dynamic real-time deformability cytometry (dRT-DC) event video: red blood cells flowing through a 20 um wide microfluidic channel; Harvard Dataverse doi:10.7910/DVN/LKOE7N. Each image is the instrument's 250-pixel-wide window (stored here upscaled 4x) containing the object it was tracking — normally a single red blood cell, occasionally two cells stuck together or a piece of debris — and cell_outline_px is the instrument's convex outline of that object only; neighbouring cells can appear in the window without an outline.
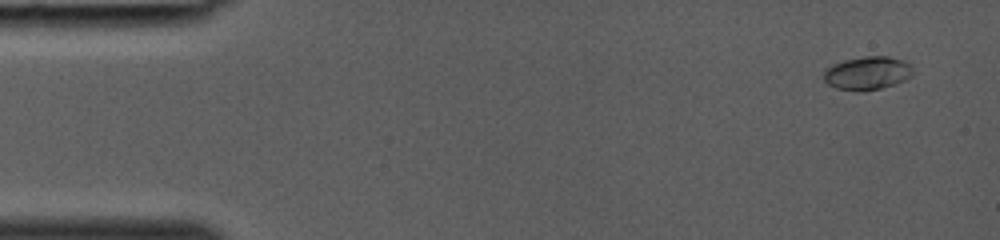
{"species": "common noctule bat (a hibernating species)", "species_latin": "Nyctalus noctula", "temperature_condition": "room temperature", "stored_images_in_passage": 38, "camera_frame_rate_fps": 3000, "um_per_image_px": 0.085, "animal": {"sex": "female", "body_mass_g": 19.0, "forearm_length_mm": 53.3}, "frame": {"image": 1, "passage_image": 3, "time_ms": 0.667, "image_size_px": [1000, 240], "cell_outline_px": [[912, 76], [904, 80], [880, 88], [860, 92], [836, 88], [828, 84], [824, 80], [824, 72], [832, 64], [844, 60], [864, 56], [888, 56], [904, 60], [912, 64]], "centroid_in_image_um": [73.74, 6.2], "position_along_channel_um": 11.3, "area_um2": 17.34}}
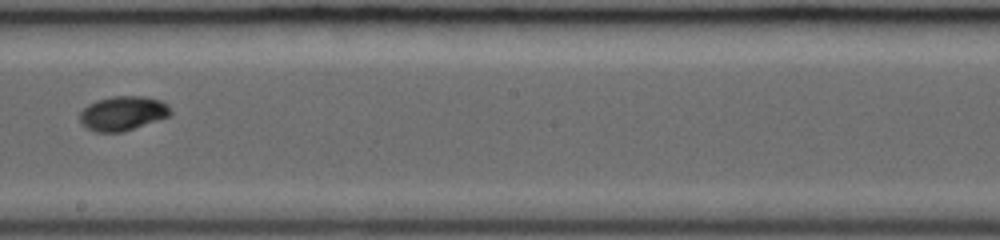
{"frame": {"image": 2, "passage_image": 23, "time_ms": 7.333, "image_size_px": [1000, 240], "cell_outline_px": [[172, 112], [168, 116], [124, 132], [96, 132], [88, 128], [80, 120], [80, 112], [88, 104], [96, 100], [112, 96], [144, 96], [160, 100], [168, 104]], "centroid_in_image_um": [10.44, 9.62], "position_along_channel_um": 237.8, "area_um2": 18.09}}
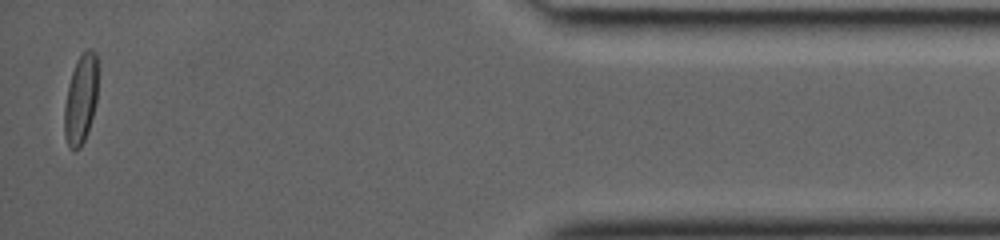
{"frame": {"image": 3, "passage_image": 37, "time_ms": 12.0, "image_size_px": [1000, 240], "cell_outline_px": [[96, 104], [88, 132], [80, 148], [76, 152], [72, 152], [68, 148], [64, 136], [64, 108], [68, 84], [76, 60], [88, 48], [92, 48], [96, 52]], "centroid_in_image_um": [6.84, 8.51], "position_along_channel_um": 428.4, "area_um2": 17.63}}